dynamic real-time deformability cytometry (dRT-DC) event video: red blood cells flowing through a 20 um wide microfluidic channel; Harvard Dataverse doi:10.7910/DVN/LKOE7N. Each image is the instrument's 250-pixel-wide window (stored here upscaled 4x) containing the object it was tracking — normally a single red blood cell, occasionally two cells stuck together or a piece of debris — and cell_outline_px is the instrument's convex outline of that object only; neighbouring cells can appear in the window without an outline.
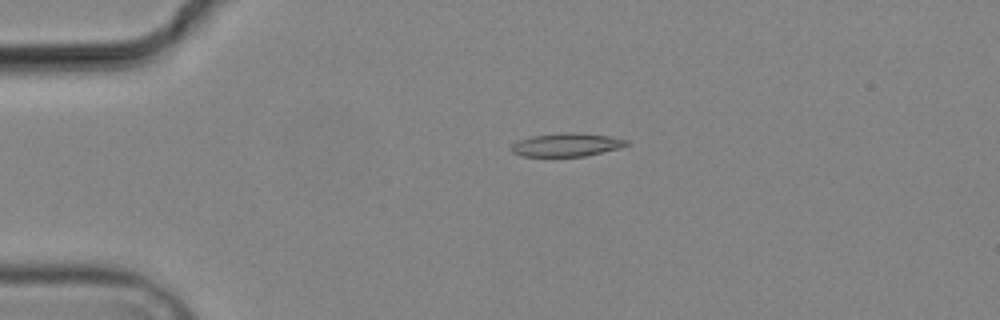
{"species": "common noctule bat (a hibernating species)", "species_latin": "Nyctalus noctula", "temperature_condition": "cold", "stored_images_in_passage": 5, "camera_frame_rate_fps": 3000, "um_per_image_px": 0.085, "animal": {"sex": "male", "body_mass_g": 19.2, "forearm_length_mm": 51.8}, "frame": {"image": 1, "passage_image": 4, "time_ms": 3.333, "image_size_px": [1000, 320], "cell_outline_px": [[628, 144], [620, 148], [584, 156], [520, 156], [512, 152], [512, 144], [520, 140], [532, 136], [560, 132], [580, 132], [608, 136], [628, 140]], "centroid_in_image_um": [48.16, 12.29], "position_along_channel_um": 36.8, "area_um2": 15.61}}